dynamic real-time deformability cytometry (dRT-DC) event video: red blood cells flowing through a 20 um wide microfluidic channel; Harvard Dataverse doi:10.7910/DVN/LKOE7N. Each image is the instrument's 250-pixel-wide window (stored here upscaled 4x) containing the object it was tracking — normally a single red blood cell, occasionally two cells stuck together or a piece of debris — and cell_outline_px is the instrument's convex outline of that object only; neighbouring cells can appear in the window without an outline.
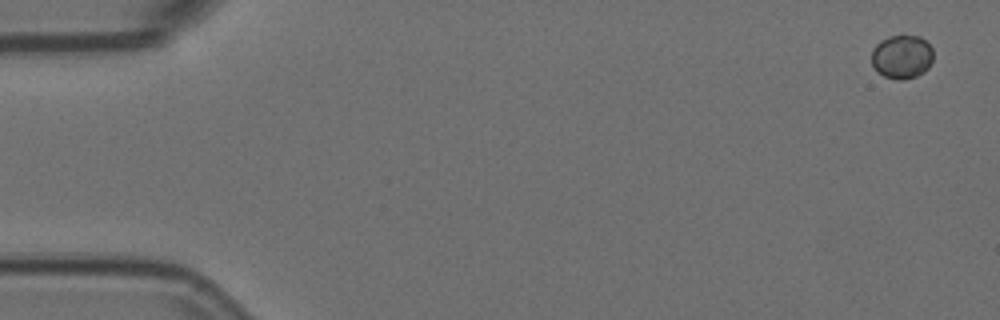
{"species": "Egyptian fruit bat (a non-hibernating species)", "species_latin": "Rousettus aegyptiacus", "temperature_condition": "room temperature", "stored_images_in_passage": 7, "camera_frame_rate_fps": 3000, "um_per_image_px": 0.085, "animal": {"sex": "female"}, "frame": {"image": 1, "passage_image": 1, "time_ms": 0.0, "image_size_px": [1000, 320], "cell_outline_px": [[932, 60], [928, 68], [924, 72], [916, 76], [904, 80], [896, 80], [884, 76], [872, 64], [872, 48], [880, 40], [888, 36], [920, 36], [932, 48]], "centroid_in_image_um": [76.65, 4.83], "position_along_channel_um": 8.3, "area_um2": 15.66}}
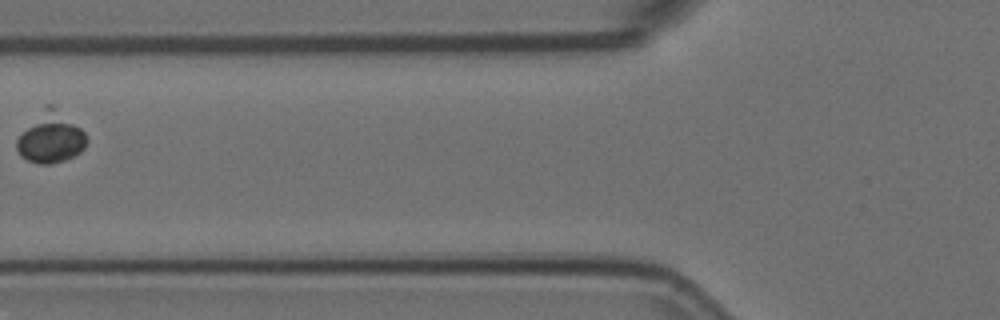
{"frame": {"image": 2, "passage_image": 6, "time_ms": 1.667, "image_size_px": [1000, 320], "cell_outline_px": [[88, 140], [84, 148], [80, 152], [64, 160], [48, 164], [40, 164], [28, 160], [20, 156], [16, 148], [16, 140], [44, 104], [52, 104], [80, 128], [84, 132]], "centroid_in_image_um": [4.29, 11.68], "position_along_channel_um": 121.5, "area_um2": 20.46}}
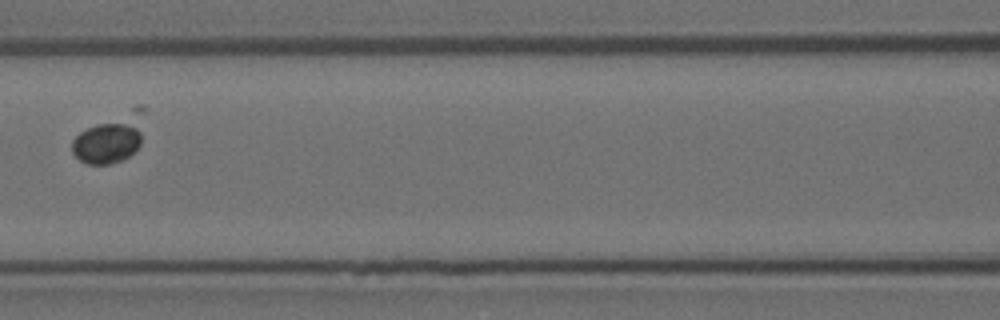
{"frame": {"image": 3, "passage_image": 7, "time_ms": 2.0, "image_size_px": [1000, 320], "cell_outline_px": [[140, 144], [128, 156], [120, 160], [108, 164], [88, 164], [80, 160], [72, 152], [72, 140], [80, 132], [96, 124], [132, 124], [140, 132]], "centroid_in_image_um": [8.99, 12.18], "position_along_channel_um": 157.6, "area_um2": 15.95}}